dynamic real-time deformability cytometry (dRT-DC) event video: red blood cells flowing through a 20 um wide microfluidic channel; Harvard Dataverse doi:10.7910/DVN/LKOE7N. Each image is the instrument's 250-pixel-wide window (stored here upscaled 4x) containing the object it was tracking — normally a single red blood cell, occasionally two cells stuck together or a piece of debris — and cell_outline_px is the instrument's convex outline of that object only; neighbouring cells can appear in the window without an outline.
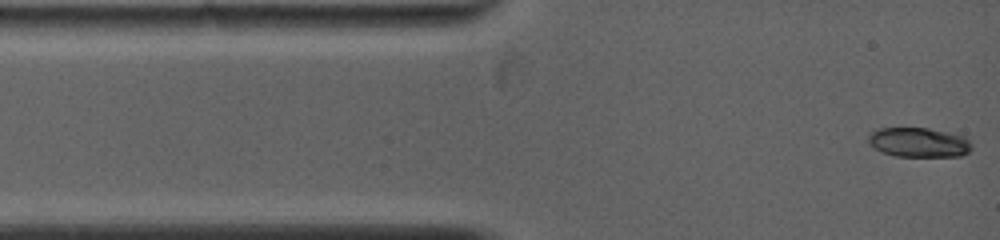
{"species": "common noctule bat (a hibernating species)", "species_latin": "Nyctalus noctula", "temperature_condition": "warm", "stored_images_in_passage": 35, "camera_frame_rate_fps": 5000, "um_per_image_px": 0.085, "animal": {"sex": "female", "body_mass_g": 19.0, "forearm_length_mm": 53.3}, "frame": {"image": 1, "passage_image": 1, "time_ms": 0.0, "image_size_px": [1000, 240], "cell_outline_px": [[972, 148], [968, 152], [960, 156], [896, 156], [880, 152], [868, 140], [868, 136], [876, 128], [928, 128], [964, 136], [972, 144]], "centroid_in_image_um": [78.1, 12.1], "position_along_channel_um": 6.9, "area_um2": 17.69}}
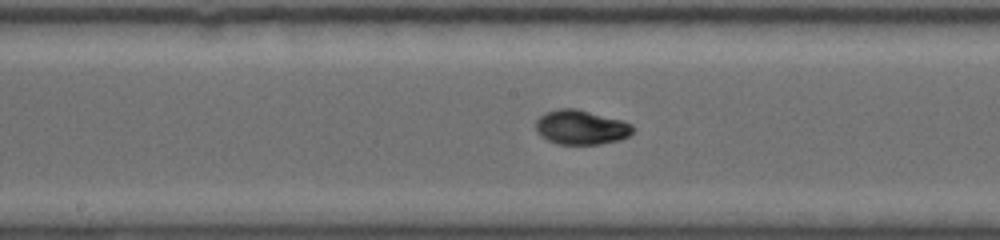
{"frame": {"image": 2, "passage_image": 14, "time_ms": 6.0, "image_size_px": [1000, 240], "cell_outline_px": [[636, 128], [628, 136], [620, 140], [600, 144], [556, 144], [540, 136], [536, 132], [536, 120], [544, 112], [560, 108], [576, 108], [624, 120], [632, 124]], "centroid_in_image_um": [49.4, 10.81], "position_along_channel_um": 198.8, "area_um2": 19.83}}
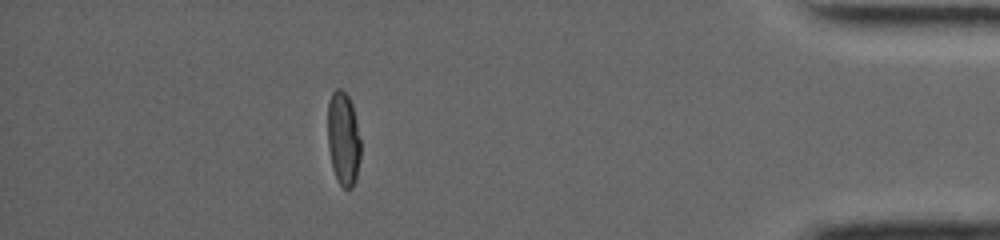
{"frame": {"image": 3, "passage_image": 28, "time_ms": 12.6, "image_size_px": [1000, 240], "cell_outline_px": [[360, 156], [356, 180], [352, 188], [344, 188], [336, 180], [332, 168], [328, 148], [328, 100], [332, 92], [336, 88], [340, 88], [348, 96], [352, 104], [360, 136]], "centroid_in_image_um": [29.18, 11.8], "position_along_channel_um": 406.0, "area_um2": 18.21}, "authors_computed_cell_mechanics": {"area_um2": 18.6694, "velocity_mm_per_s": 3.9866, "shape_relaxation_time_tau1_ms": 5.6267, "shape_relaxation_time_tau2_ms": 0.9335, "deformation_change_tau1": 0.2191, "deformation_change_tau2": 0.0209}}